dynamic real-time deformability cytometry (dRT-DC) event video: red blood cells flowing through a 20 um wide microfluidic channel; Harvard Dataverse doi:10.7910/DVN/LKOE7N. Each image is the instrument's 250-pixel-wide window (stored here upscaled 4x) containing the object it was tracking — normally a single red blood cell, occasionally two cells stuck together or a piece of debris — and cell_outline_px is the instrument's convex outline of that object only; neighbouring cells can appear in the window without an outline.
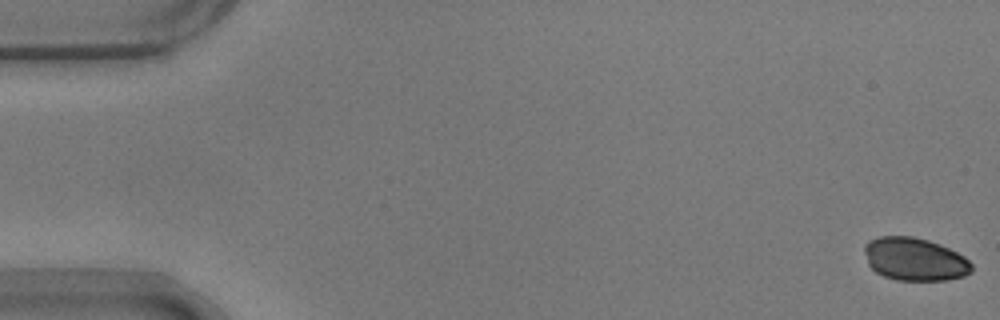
{"species": "common noctule bat (a hibernating species)", "species_latin": "Nyctalus noctula", "temperature_condition": "warm", "stored_images_in_passage": 15, "camera_frame_rate_fps": 3000, "um_per_image_px": 0.085, "animal": {"sex": "male", "body_mass_g": 17.9}, "frame": {"image": 1, "passage_image": 1, "time_ms": 0.0, "image_size_px": [1000, 320], "cell_outline_px": [[972, 272], [964, 276], [948, 280], [896, 280], [884, 276], [876, 272], [868, 264], [864, 252], [864, 244], [868, 240], [880, 236], [912, 236], [928, 240], [940, 244], [964, 256], [972, 264]], "centroid_in_image_um": [77.74, 22.03], "position_along_channel_um": 7.3, "area_um2": 26.99}}